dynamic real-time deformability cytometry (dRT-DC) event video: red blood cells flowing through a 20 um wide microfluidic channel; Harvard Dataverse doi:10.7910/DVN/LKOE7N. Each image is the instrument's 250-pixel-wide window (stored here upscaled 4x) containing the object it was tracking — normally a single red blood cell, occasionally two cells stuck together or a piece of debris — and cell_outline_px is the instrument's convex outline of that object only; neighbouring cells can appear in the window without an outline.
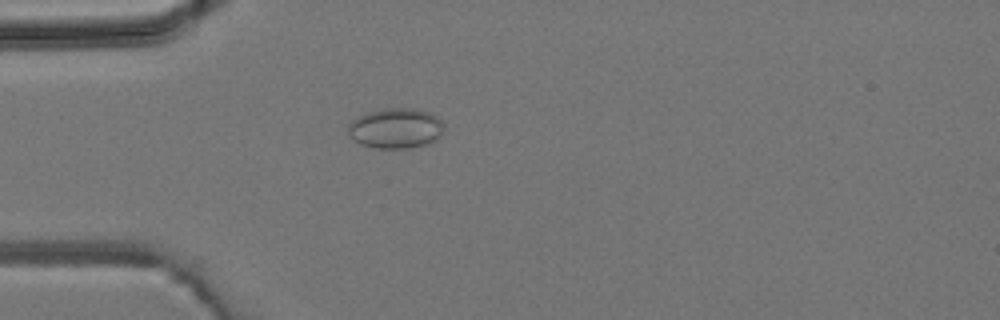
{"species": "common noctule bat (a hibernating species)", "species_latin": "Nyctalus noctula", "temperature_condition": "room temperature", "stored_images_in_passage": 4, "camera_frame_rate_fps": 3000, "um_per_image_px": 0.085, "animal": {"sex": "male", "body_mass_g": 19.2, "forearm_length_mm": 51.8}, "frame": {"image": 1, "passage_image": 4, "time_ms": 3.667, "image_size_px": [1000, 320], "cell_outline_px": [[444, 128], [440, 136], [436, 140], [428, 144], [412, 148], [376, 148], [360, 144], [352, 140], [348, 132], [348, 124], [352, 120], [368, 112], [384, 108], [412, 108], [432, 112], [444, 124]], "centroid_in_image_um": [33.65, 10.91], "position_along_channel_um": 51.4, "area_um2": 22.77}}